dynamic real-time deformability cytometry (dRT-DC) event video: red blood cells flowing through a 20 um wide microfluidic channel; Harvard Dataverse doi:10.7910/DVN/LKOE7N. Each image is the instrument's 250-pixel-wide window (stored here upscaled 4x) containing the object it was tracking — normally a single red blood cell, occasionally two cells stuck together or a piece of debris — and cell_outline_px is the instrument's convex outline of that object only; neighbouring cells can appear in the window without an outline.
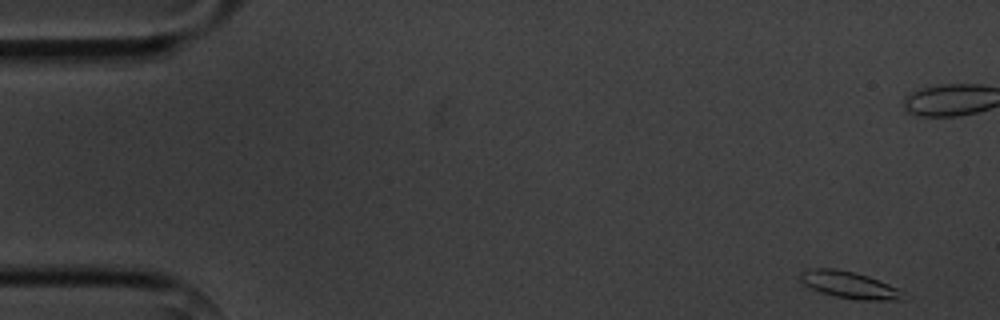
{"species": "common noctule bat (a hibernating species)", "species_latin": "Nyctalus noctula", "temperature_condition": "cold", "stored_images_in_passage": 10, "camera_frame_rate_fps": 3000, "um_per_image_px": 0.085, "animal": {"sex": "male", "body_mass_g": 20.1, "forearm_length_mm": 53.5}, "frame": {"image": 1, "passage_image": 1, "time_ms": 0.0, "image_size_px": [1000, 320], "cell_outline_px": [[912, 296], [904, 300], [860, 300], [832, 296], [820, 292], [804, 284], [800, 280], [800, 272], [808, 268], [836, 268], [856, 272], [868, 276], [888, 284]], "centroid_in_image_um": [72.24, 24.22], "position_along_channel_um": 12.8, "area_um2": 16.47}}
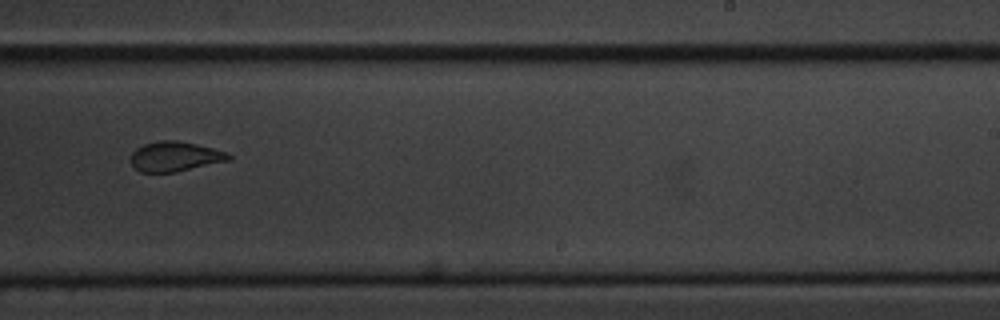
{"frame": {"image": 2, "passage_image": 10, "time_ms": 11.667, "image_size_px": [1000, 320], "cell_outline_px": [[232, 160], [176, 172], [140, 172], [132, 164], [132, 152], [136, 148], [144, 144], [160, 140], [176, 140], [196, 144], [228, 152], [232, 156]], "centroid_in_image_um": [14.92, 13.3], "position_along_channel_um": 274.1, "area_um2": 17.05}}